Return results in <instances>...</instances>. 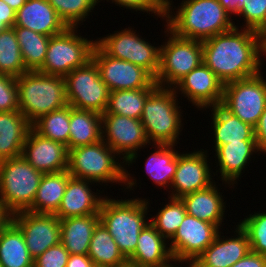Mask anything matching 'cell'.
<instances>
[{"label": "cell", "instance_id": "44dd1931", "mask_svg": "<svg viewBox=\"0 0 266 267\" xmlns=\"http://www.w3.org/2000/svg\"><path fill=\"white\" fill-rule=\"evenodd\" d=\"M166 238L149 222L141 230L129 267H169L174 261ZM171 262V263H170Z\"/></svg>", "mask_w": 266, "mask_h": 267}, {"label": "cell", "instance_id": "b9f144b4", "mask_svg": "<svg viewBox=\"0 0 266 267\" xmlns=\"http://www.w3.org/2000/svg\"><path fill=\"white\" fill-rule=\"evenodd\" d=\"M18 110L19 104L16 77L0 73V112Z\"/></svg>", "mask_w": 266, "mask_h": 267}, {"label": "cell", "instance_id": "4fadbf2b", "mask_svg": "<svg viewBox=\"0 0 266 267\" xmlns=\"http://www.w3.org/2000/svg\"><path fill=\"white\" fill-rule=\"evenodd\" d=\"M101 117L102 140L117 153L116 156L122 154V163H129V166L138 157V150L150 144L140 119L117 114H102Z\"/></svg>", "mask_w": 266, "mask_h": 267}, {"label": "cell", "instance_id": "816d5d0a", "mask_svg": "<svg viewBox=\"0 0 266 267\" xmlns=\"http://www.w3.org/2000/svg\"><path fill=\"white\" fill-rule=\"evenodd\" d=\"M3 1L17 12L27 0H3Z\"/></svg>", "mask_w": 266, "mask_h": 267}, {"label": "cell", "instance_id": "11a10c76", "mask_svg": "<svg viewBox=\"0 0 266 267\" xmlns=\"http://www.w3.org/2000/svg\"><path fill=\"white\" fill-rule=\"evenodd\" d=\"M189 265H188V267H195L192 263H188ZM169 267H178V266H176V265H171V266H169ZM180 267H182V266H180Z\"/></svg>", "mask_w": 266, "mask_h": 267}, {"label": "cell", "instance_id": "3957f363", "mask_svg": "<svg viewBox=\"0 0 266 267\" xmlns=\"http://www.w3.org/2000/svg\"><path fill=\"white\" fill-rule=\"evenodd\" d=\"M147 201L141 198L115 200L104 196L100 205V222L127 260L134 254L140 232L148 223L146 215L150 203Z\"/></svg>", "mask_w": 266, "mask_h": 267}, {"label": "cell", "instance_id": "9c48e42d", "mask_svg": "<svg viewBox=\"0 0 266 267\" xmlns=\"http://www.w3.org/2000/svg\"><path fill=\"white\" fill-rule=\"evenodd\" d=\"M165 33L170 34V37L161 45L160 66L155 82L160 87L172 88L191 70L203 63L202 41L177 37L168 29Z\"/></svg>", "mask_w": 266, "mask_h": 267}, {"label": "cell", "instance_id": "c3c4849f", "mask_svg": "<svg viewBox=\"0 0 266 267\" xmlns=\"http://www.w3.org/2000/svg\"><path fill=\"white\" fill-rule=\"evenodd\" d=\"M66 267H95L88 255L70 254Z\"/></svg>", "mask_w": 266, "mask_h": 267}, {"label": "cell", "instance_id": "ffe728a7", "mask_svg": "<svg viewBox=\"0 0 266 267\" xmlns=\"http://www.w3.org/2000/svg\"><path fill=\"white\" fill-rule=\"evenodd\" d=\"M234 231L237 237L225 239L218 233L215 240L192 263L195 267H231L250 251L247 234L239 225ZM221 236V237H220ZM224 239H223V238Z\"/></svg>", "mask_w": 266, "mask_h": 267}, {"label": "cell", "instance_id": "7dc6e473", "mask_svg": "<svg viewBox=\"0 0 266 267\" xmlns=\"http://www.w3.org/2000/svg\"><path fill=\"white\" fill-rule=\"evenodd\" d=\"M231 267H266V256L250 251Z\"/></svg>", "mask_w": 266, "mask_h": 267}, {"label": "cell", "instance_id": "d4e9b609", "mask_svg": "<svg viewBox=\"0 0 266 267\" xmlns=\"http://www.w3.org/2000/svg\"><path fill=\"white\" fill-rule=\"evenodd\" d=\"M100 214L60 219V243L70 254L87 255Z\"/></svg>", "mask_w": 266, "mask_h": 267}, {"label": "cell", "instance_id": "bcb514c9", "mask_svg": "<svg viewBox=\"0 0 266 267\" xmlns=\"http://www.w3.org/2000/svg\"><path fill=\"white\" fill-rule=\"evenodd\" d=\"M254 135L258 150L266 154V107L257 125L254 127Z\"/></svg>", "mask_w": 266, "mask_h": 267}, {"label": "cell", "instance_id": "83f0119b", "mask_svg": "<svg viewBox=\"0 0 266 267\" xmlns=\"http://www.w3.org/2000/svg\"><path fill=\"white\" fill-rule=\"evenodd\" d=\"M212 111L215 150L219 146L228 143H235L243 140H256L254 127L243 122L221 104L213 106Z\"/></svg>", "mask_w": 266, "mask_h": 267}, {"label": "cell", "instance_id": "60d3db41", "mask_svg": "<svg viewBox=\"0 0 266 267\" xmlns=\"http://www.w3.org/2000/svg\"><path fill=\"white\" fill-rule=\"evenodd\" d=\"M238 16L245 18L244 28L266 33V0H241Z\"/></svg>", "mask_w": 266, "mask_h": 267}, {"label": "cell", "instance_id": "8d00e7d4", "mask_svg": "<svg viewBox=\"0 0 266 267\" xmlns=\"http://www.w3.org/2000/svg\"><path fill=\"white\" fill-rule=\"evenodd\" d=\"M14 27L0 32V73L18 77L27 72Z\"/></svg>", "mask_w": 266, "mask_h": 267}, {"label": "cell", "instance_id": "f35d334b", "mask_svg": "<svg viewBox=\"0 0 266 267\" xmlns=\"http://www.w3.org/2000/svg\"><path fill=\"white\" fill-rule=\"evenodd\" d=\"M67 27H78L98 4V0H48Z\"/></svg>", "mask_w": 266, "mask_h": 267}, {"label": "cell", "instance_id": "ee69618b", "mask_svg": "<svg viewBox=\"0 0 266 267\" xmlns=\"http://www.w3.org/2000/svg\"><path fill=\"white\" fill-rule=\"evenodd\" d=\"M109 1V0H108ZM98 2H100L98 0ZM117 4L119 7H125L127 9H134L135 11L152 12L154 15L165 18L166 5L160 0H112V3Z\"/></svg>", "mask_w": 266, "mask_h": 267}, {"label": "cell", "instance_id": "db71d44e", "mask_svg": "<svg viewBox=\"0 0 266 267\" xmlns=\"http://www.w3.org/2000/svg\"><path fill=\"white\" fill-rule=\"evenodd\" d=\"M263 51L264 55H266V33L263 35Z\"/></svg>", "mask_w": 266, "mask_h": 267}, {"label": "cell", "instance_id": "277c9868", "mask_svg": "<svg viewBox=\"0 0 266 267\" xmlns=\"http://www.w3.org/2000/svg\"><path fill=\"white\" fill-rule=\"evenodd\" d=\"M117 153L103 140L69 150L68 172L74 178L92 183H124L127 189L135 186L128 171L115 160ZM135 180V182L133 181Z\"/></svg>", "mask_w": 266, "mask_h": 267}, {"label": "cell", "instance_id": "6da1fadb", "mask_svg": "<svg viewBox=\"0 0 266 267\" xmlns=\"http://www.w3.org/2000/svg\"><path fill=\"white\" fill-rule=\"evenodd\" d=\"M237 27L202 41L203 63L224 85L261 71L263 34Z\"/></svg>", "mask_w": 266, "mask_h": 267}, {"label": "cell", "instance_id": "5b68a950", "mask_svg": "<svg viewBox=\"0 0 266 267\" xmlns=\"http://www.w3.org/2000/svg\"><path fill=\"white\" fill-rule=\"evenodd\" d=\"M16 81L19 111L31 124L41 115L68 105L63 76L27 71Z\"/></svg>", "mask_w": 266, "mask_h": 267}, {"label": "cell", "instance_id": "52a82bcc", "mask_svg": "<svg viewBox=\"0 0 266 267\" xmlns=\"http://www.w3.org/2000/svg\"><path fill=\"white\" fill-rule=\"evenodd\" d=\"M43 174L23 156L3 160L0 167V201L12 214L27 211L33 204Z\"/></svg>", "mask_w": 266, "mask_h": 267}, {"label": "cell", "instance_id": "603a6c76", "mask_svg": "<svg viewBox=\"0 0 266 267\" xmlns=\"http://www.w3.org/2000/svg\"><path fill=\"white\" fill-rule=\"evenodd\" d=\"M91 182L72 176L69 178L59 209L55 213L59 219L99 213L104 197L91 191Z\"/></svg>", "mask_w": 266, "mask_h": 267}, {"label": "cell", "instance_id": "681fc988", "mask_svg": "<svg viewBox=\"0 0 266 267\" xmlns=\"http://www.w3.org/2000/svg\"><path fill=\"white\" fill-rule=\"evenodd\" d=\"M221 6L231 16L233 14H239L241 9V0H218Z\"/></svg>", "mask_w": 266, "mask_h": 267}, {"label": "cell", "instance_id": "e0dca14e", "mask_svg": "<svg viewBox=\"0 0 266 267\" xmlns=\"http://www.w3.org/2000/svg\"><path fill=\"white\" fill-rule=\"evenodd\" d=\"M207 155L200 149L186 154H177V169L171 183V198L182 196L205 189L212 182V174L207 163ZM174 190V191H173Z\"/></svg>", "mask_w": 266, "mask_h": 267}, {"label": "cell", "instance_id": "9a60e30c", "mask_svg": "<svg viewBox=\"0 0 266 267\" xmlns=\"http://www.w3.org/2000/svg\"><path fill=\"white\" fill-rule=\"evenodd\" d=\"M217 225L186 214L169 245L175 264L193 263L215 240L219 232Z\"/></svg>", "mask_w": 266, "mask_h": 267}, {"label": "cell", "instance_id": "d6986e66", "mask_svg": "<svg viewBox=\"0 0 266 267\" xmlns=\"http://www.w3.org/2000/svg\"><path fill=\"white\" fill-rule=\"evenodd\" d=\"M22 156L34 169L42 173L68 170L67 146L41 136L33 128L25 140Z\"/></svg>", "mask_w": 266, "mask_h": 267}, {"label": "cell", "instance_id": "484cf974", "mask_svg": "<svg viewBox=\"0 0 266 267\" xmlns=\"http://www.w3.org/2000/svg\"><path fill=\"white\" fill-rule=\"evenodd\" d=\"M222 182L236 184L253 152H258L256 140H243L219 146L216 150Z\"/></svg>", "mask_w": 266, "mask_h": 267}, {"label": "cell", "instance_id": "74e56055", "mask_svg": "<svg viewBox=\"0 0 266 267\" xmlns=\"http://www.w3.org/2000/svg\"><path fill=\"white\" fill-rule=\"evenodd\" d=\"M169 199L170 202L149 221L161 236L169 239L168 241L174 236L187 214L180 198L169 197Z\"/></svg>", "mask_w": 266, "mask_h": 267}, {"label": "cell", "instance_id": "d590c367", "mask_svg": "<svg viewBox=\"0 0 266 267\" xmlns=\"http://www.w3.org/2000/svg\"><path fill=\"white\" fill-rule=\"evenodd\" d=\"M32 128L41 136L64 144L69 151L70 105L41 115Z\"/></svg>", "mask_w": 266, "mask_h": 267}, {"label": "cell", "instance_id": "4dcf8cb0", "mask_svg": "<svg viewBox=\"0 0 266 267\" xmlns=\"http://www.w3.org/2000/svg\"><path fill=\"white\" fill-rule=\"evenodd\" d=\"M21 230L11 221L0 234L1 267H33Z\"/></svg>", "mask_w": 266, "mask_h": 267}, {"label": "cell", "instance_id": "2e32d148", "mask_svg": "<svg viewBox=\"0 0 266 267\" xmlns=\"http://www.w3.org/2000/svg\"><path fill=\"white\" fill-rule=\"evenodd\" d=\"M12 222L23 233L33 260L60 243V219L55 214L20 211L12 214Z\"/></svg>", "mask_w": 266, "mask_h": 267}, {"label": "cell", "instance_id": "836d02e7", "mask_svg": "<svg viewBox=\"0 0 266 267\" xmlns=\"http://www.w3.org/2000/svg\"><path fill=\"white\" fill-rule=\"evenodd\" d=\"M156 88L111 91L103 114H117L140 119L147 97Z\"/></svg>", "mask_w": 266, "mask_h": 267}, {"label": "cell", "instance_id": "cb8c5ba5", "mask_svg": "<svg viewBox=\"0 0 266 267\" xmlns=\"http://www.w3.org/2000/svg\"><path fill=\"white\" fill-rule=\"evenodd\" d=\"M32 124L18 111L0 112V157L2 160L22 156L23 146Z\"/></svg>", "mask_w": 266, "mask_h": 267}, {"label": "cell", "instance_id": "f1b7e54d", "mask_svg": "<svg viewBox=\"0 0 266 267\" xmlns=\"http://www.w3.org/2000/svg\"><path fill=\"white\" fill-rule=\"evenodd\" d=\"M71 177L68 170L44 173L32 206L27 210L37 214H55Z\"/></svg>", "mask_w": 266, "mask_h": 267}, {"label": "cell", "instance_id": "f546056e", "mask_svg": "<svg viewBox=\"0 0 266 267\" xmlns=\"http://www.w3.org/2000/svg\"><path fill=\"white\" fill-rule=\"evenodd\" d=\"M69 150L102 140L101 114L70 106Z\"/></svg>", "mask_w": 266, "mask_h": 267}, {"label": "cell", "instance_id": "9f6ffc18", "mask_svg": "<svg viewBox=\"0 0 266 267\" xmlns=\"http://www.w3.org/2000/svg\"><path fill=\"white\" fill-rule=\"evenodd\" d=\"M2 162H3V160H2V158L0 157V167L2 166Z\"/></svg>", "mask_w": 266, "mask_h": 267}, {"label": "cell", "instance_id": "4316f807", "mask_svg": "<svg viewBox=\"0 0 266 267\" xmlns=\"http://www.w3.org/2000/svg\"><path fill=\"white\" fill-rule=\"evenodd\" d=\"M188 215L221 227L225 210L223 197L215 185L182 196Z\"/></svg>", "mask_w": 266, "mask_h": 267}, {"label": "cell", "instance_id": "7402d4cb", "mask_svg": "<svg viewBox=\"0 0 266 267\" xmlns=\"http://www.w3.org/2000/svg\"><path fill=\"white\" fill-rule=\"evenodd\" d=\"M14 26L27 28L49 37L68 28L48 0H27L16 12Z\"/></svg>", "mask_w": 266, "mask_h": 267}, {"label": "cell", "instance_id": "f907efd6", "mask_svg": "<svg viewBox=\"0 0 266 267\" xmlns=\"http://www.w3.org/2000/svg\"><path fill=\"white\" fill-rule=\"evenodd\" d=\"M12 221V213L0 201V234Z\"/></svg>", "mask_w": 266, "mask_h": 267}, {"label": "cell", "instance_id": "8992f818", "mask_svg": "<svg viewBox=\"0 0 266 267\" xmlns=\"http://www.w3.org/2000/svg\"><path fill=\"white\" fill-rule=\"evenodd\" d=\"M176 91L158 86L146 99L140 118L148 141L154 145H175L182 130V115Z\"/></svg>", "mask_w": 266, "mask_h": 267}, {"label": "cell", "instance_id": "d6a6232c", "mask_svg": "<svg viewBox=\"0 0 266 267\" xmlns=\"http://www.w3.org/2000/svg\"><path fill=\"white\" fill-rule=\"evenodd\" d=\"M13 27L25 68L38 71L44 63L50 37L20 26Z\"/></svg>", "mask_w": 266, "mask_h": 267}, {"label": "cell", "instance_id": "30bf717a", "mask_svg": "<svg viewBox=\"0 0 266 267\" xmlns=\"http://www.w3.org/2000/svg\"><path fill=\"white\" fill-rule=\"evenodd\" d=\"M68 105L103 114L110 91L93 60L64 76Z\"/></svg>", "mask_w": 266, "mask_h": 267}, {"label": "cell", "instance_id": "ab89813d", "mask_svg": "<svg viewBox=\"0 0 266 267\" xmlns=\"http://www.w3.org/2000/svg\"><path fill=\"white\" fill-rule=\"evenodd\" d=\"M247 234L251 252L266 256V213H254L239 224Z\"/></svg>", "mask_w": 266, "mask_h": 267}, {"label": "cell", "instance_id": "f6af8a7d", "mask_svg": "<svg viewBox=\"0 0 266 267\" xmlns=\"http://www.w3.org/2000/svg\"><path fill=\"white\" fill-rule=\"evenodd\" d=\"M16 20V11L3 0H0V32L13 27Z\"/></svg>", "mask_w": 266, "mask_h": 267}, {"label": "cell", "instance_id": "8fae6325", "mask_svg": "<svg viewBox=\"0 0 266 267\" xmlns=\"http://www.w3.org/2000/svg\"><path fill=\"white\" fill-rule=\"evenodd\" d=\"M263 72L224 85L221 105L243 122L255 127L266 107Z\"/></svg>", "mask_w": 266, "mask_h": 267}, {"label": "cell", "instance_id": "7bdbcfd3", "mask_svg": "<svg viewBox=\"0 0 266 267\" xmlns=\"http://www.w3.org/2000/svg\"><path fill=\"white\" fill-rule=\"evenodd\" d=\"M69 255L66 248L59 243L34 259L33 267H66Z\"/></svg>", "mask_w": 266, "mask_h": 267}, {"label": "cell", "instance_id": "ba28073f", "mask_svg": "<svg viewBox=\"0 0 266 267\" xmlns=\"http://www.w3.org/2000/svg\"><path fill=\"white\" fill-rule=\"evenodd\" d=\"M76 29L68 27L62 33L50 37L44 63L38 72L64 77L92 60L96 41L78 36Z\"/></svg>", "mask_w": 266, "mask_h": 267}, {"label": "cell", "instance_id": "5bb4252c", "mask_svg": "<svg viewBox=\"0 0 266 267\" xmlns=\"http://www.w3.org/2000/svg\"><path fill=\"white\" fill-rule=\"evenodd\" d=\"M92 60L110 92L158 87L155 78L146 69L107 55L97 44L92 52Z\"/></svg>", "mask_w": 266, "mask_h": 267}, {"label": "cell", "instance_id": "1f68e13d", "mask_svg": "<svg viewBox=\"0 0 266 267\" xmlns=\"http://www.w3.org/2000/svg\"><path fill=\"white\" fill-rule=\"evenodd\" d=\"M87 255L95 267H129L128 260L101 222L93 232Z\"/></svg>", "mask_w": 266, "mask_h": 267}, {"label": "cell", "instance_id": "7a4b0ae2", "mask_svg": "<svg viewBox=\"0 0 266 267\" xmlns=\"http://www.w3.org/2000/svg\"><path fill=\"white\" fill-rule=\"evenodd\" d=\"M178 7L175 16L165 13V29L177 37L204 41L236 26L218 0H184Z\"/></svg>", "mask_w": 266, "mask_h": 267}, {"label": "cell", "instance_id": "7c38bea8", "mask_svg": "<svg viewBox=\"0 0 266 267\" xmlns=\"http://www.w3.org/2000/svg\"><path fill=\"white\" fill-rule=\"evenodd\" d=\"M129 28L98 38L96 44L107 55L142 67L155 78L160 66L161 46H152Z\"/></svg>", "mask_w": 266, "mask_h": 267}, {"label": "cell", "instance_id": "ac0fdd59", "mask_svg": "<svg viewBox=\"0 0 266 267\" xmlns=\"http://www.w3.org/2000/svg\"><path fill=\"white\" fill-rule=\"evenodd\" d=\"M174 86L176 93L179 89L197 108H212L221 104L223 98L224 84L204 63L191 70Z\"/></svg>", "mask_w": 266, "mask_h": 267}, {"label": "cell", "instance_id": "f5cc1de1", "mask_svg": "<svg viewBox=\"0 0 266 267\" xmlns=\"http://www.w3.org/2000/svg\"><path fill=\"white\" fill-rule=\"evenodd\" d=\"M164 5H166V11H171L172 7L171 4L172 2L170 0H160ZM171 7V8H170Z\"/></svg>", "mask_w": 266, "mask_h": 267}, {"label": "cell", "instance_id": "e575fe53", "mask_svg": "<svg viewBox=\"0 0 266 267\" xmlns=\"http://www.w3.org/2000/svg\"><path fill=\"white\" fill-rule=\"evenodd\" d=\"M176 145H160L157 146V151L146 159V171L152 181L157 186H171L176 169H177V154L174 149ZM169 184V185H168Z\"/></svg>", "mask_w": 266, "mask_h": 267}]
</instances>
